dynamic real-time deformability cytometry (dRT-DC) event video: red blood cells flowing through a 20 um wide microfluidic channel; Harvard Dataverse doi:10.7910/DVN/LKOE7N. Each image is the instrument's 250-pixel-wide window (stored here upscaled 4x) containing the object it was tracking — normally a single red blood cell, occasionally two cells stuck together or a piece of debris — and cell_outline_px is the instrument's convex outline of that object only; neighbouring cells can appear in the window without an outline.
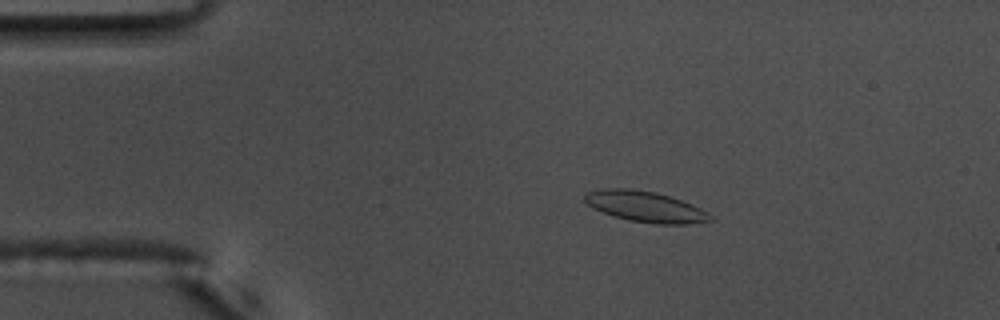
{"species": "common noctule bat (a hibernating species)", "species_latin": "Nyctalus noctula", "temperature_condition": "warm", "stored_images_in_passage": 57, "camera_frame_rate_fps": 3000, "um_per_image_px": 0.085, "animal": {"sex": "male", "body_mass_g": 17.5, "forearm_length_mm": 52.3}, "frame": {"image": 1, "passage_image": 11, "time_ms": 3.333, "image_size_px": [1000, 320], "cell_outline_px": [[712, 220], [688, 224], [656, 224], [628, 220], [612, 216], [592, 208], [584, 204], [584, 196], [588, 192], [600, 188], [632, 188], [656, 192], [692, 204], [700, 208], [712, 216]], "centroid_in_image_um": [54.78, 17.56], "position_along_channel_um": 30.2, "area_um2": 22.66}}
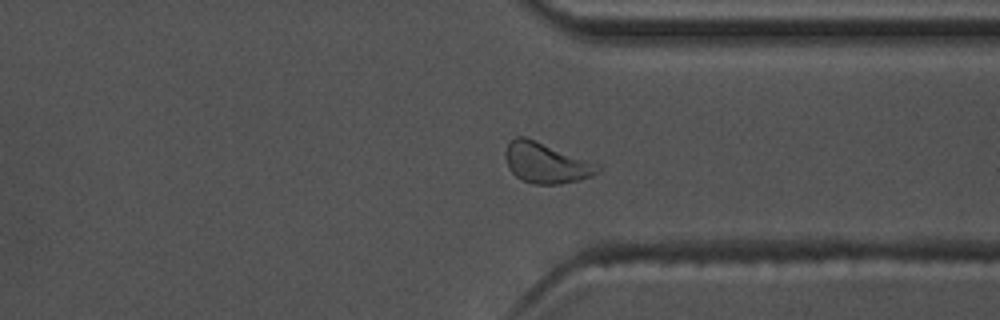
{"frame": {"image": 2, "passage_image": 43, "time_ms": 14.0, "image_size_px": [1000, 320], "cell_outline_px": [[604, 168], [592, 176], [580, 180], [560, 184], [532, 184], [520, 180], [508, 168], [504, 156], [504, 152], [508, 144], [516, 136], [524, 136], [604, 164]], "centroid_in_image_um": [46.49, 13.85], "position_along_channel_um": 364.9, "area_um2": 22.48}}
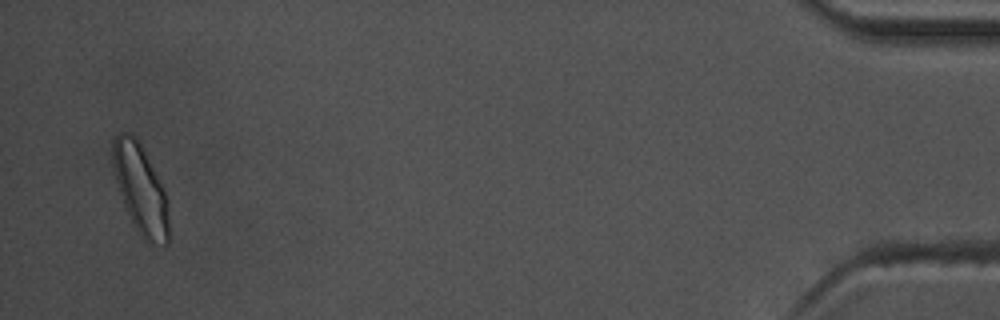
{"frame": {"image": 3, "passage_image": 55, "time_ms": 18.0, "image_size_px": [1000, 320], "cell_outline_px": [[168, 244], [148, 244], [140, 236], [132, 224], [124, 204], [112, 168], [112, 140], [120, 132], [124, 132], [136, 136], [164, 192], [168, 208]], "centroid_in_image_um": [11.91, 16.11], "position_along_channel_um": 423.3, "area_um2": 28.67}, "authors_computed_cell_mechanics": {"area_um2": 21.3282, "velocity_mm_per_s": 3.6181, "shape_relaxation_time_tau1_ms": 4.525, "shape_relaxation_time_tau2_ms": 1.1745, "deformation_change_tau1": 0.1162, "deformation_change_tau2": 0.0646}}